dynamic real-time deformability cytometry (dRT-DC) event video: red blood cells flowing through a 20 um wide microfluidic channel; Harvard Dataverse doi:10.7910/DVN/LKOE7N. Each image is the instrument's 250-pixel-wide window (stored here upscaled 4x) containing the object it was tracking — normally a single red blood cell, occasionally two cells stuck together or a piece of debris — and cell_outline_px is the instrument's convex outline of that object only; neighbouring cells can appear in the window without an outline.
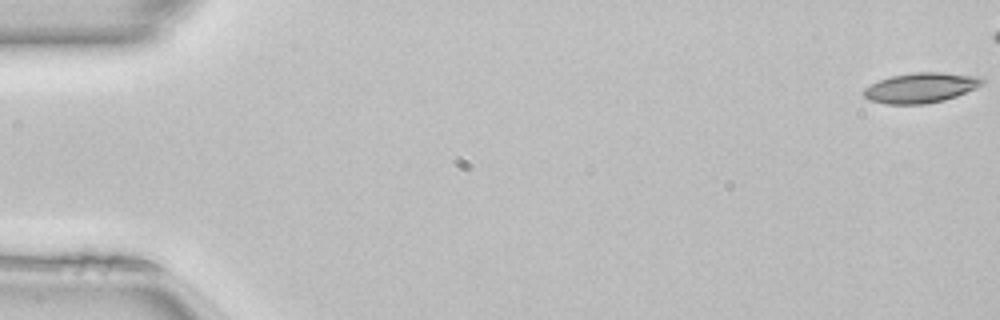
{"species": "common noctule bat (a hibernating species)", "species_latin": "Nyctalus noctula", "temperature_condition": "room temperature", "stored_images_in_passage": 42, "camera_frame_rate_fps": 3000, "um_per_image_px": 0.085, "animal": {"sex": "female", "body_mass_g": 22.7, "forearm_length_mm": 54.2}, "frame": {"image": 1, "passage_image": 1, "time_ms": 0.0, "image_size_px": [1000, 320], "cell_outline_px": [[984, 80], [976, 88], [956, 96], [944, 100], [924, 104], [884, 104], [868, 100], [860, 92], [864, 88], [880, 80], [892, 76], [912, 72], [940, 72], [984, 76]], "centroid_in_image_um": [78.25, 7.46], "position_along_channel_um": 6.7, "area_um2": 20.92}}